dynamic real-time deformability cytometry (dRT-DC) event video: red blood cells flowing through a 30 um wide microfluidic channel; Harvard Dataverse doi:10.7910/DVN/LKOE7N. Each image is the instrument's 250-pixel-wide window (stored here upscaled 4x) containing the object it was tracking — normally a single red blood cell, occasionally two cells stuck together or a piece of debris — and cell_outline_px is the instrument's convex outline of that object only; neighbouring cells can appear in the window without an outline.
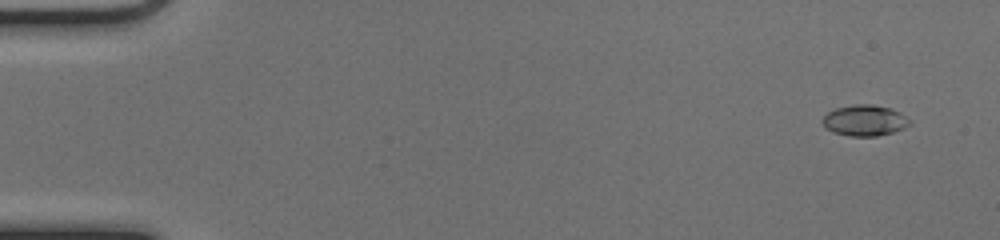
{"species": "common noctule bat (a hibernating species)", "species_latin": "Nyctalus noctula", "temperature_condition": "cold", "stored_images_in_passage": 54, "camera_frame_rate_fps": 3000, "um_per_image_px": 0.085, "animal": {"sex": "female", "body_mass_g": 17.0, "forearm_length_mm": 48.0}, "frame": {"image": 1, "passage_image": 4, "time_ms": 1.0, "image_size_px": [1000, 240], "cell_outline_px": [[912, 120], [904, 128], [892, 132], [876, 136], [852, 136], [832, 132], [824, 124], [824, 116], [828, 112], [836, 108], [856, 104], [872, 104], [892, 108], [900, 112]], "centroid_in_image_um": [73.54, 10.22], "position_along_channel_um": 11.5, "area_um2": 15.55}}
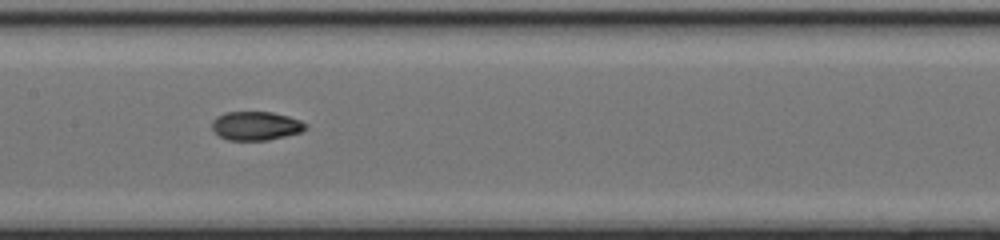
{"frame": {"image": 2, "passage_image": 28, "time_ms": 9.0, "image_size_px": [1000, 240], "cell_outline_px": [[308, 128], [300, 132], [268, 140], [228, 140], [220, 136], [212, 128], [212, 120], [216, 116], [224, 112], [272, 112], [288, 116], [300, 120], [308, 124]], "centroid_in_image_um": [21.76, 10.69], "position_along_channel_um": 185.6, "area_um2": 15.72}}
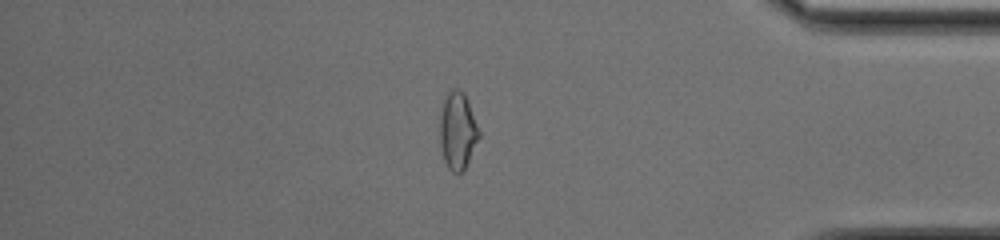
{"frame": {"image": 3, "passage_image": 46, "time_ms": 15.0, "image_size_px": [1000, 240], "cell_outline_px": [[480, 136], [464, 172], [452, 172], [448, 168], [444, 160], [440, 144], [440, 108], [448, 88], [456, 88], [464, 92], [480, 132]], "centroid_in_image_um": [38.88, 11.09], "position_along_channel_um": 396.3, "area_um2": 17.86}, "authors_computed_cell_mechanics": {"area_um2": 15.6638, "velocity_mm_per_s": 3.989, "shape_relaxation_time_tau1_ms": 9.2622, "shape_relaxation_time_tau2_ms": 2.4291, "deformation_change_tau1": 0.2515, "deformation_change_tau2": 0.0542}}